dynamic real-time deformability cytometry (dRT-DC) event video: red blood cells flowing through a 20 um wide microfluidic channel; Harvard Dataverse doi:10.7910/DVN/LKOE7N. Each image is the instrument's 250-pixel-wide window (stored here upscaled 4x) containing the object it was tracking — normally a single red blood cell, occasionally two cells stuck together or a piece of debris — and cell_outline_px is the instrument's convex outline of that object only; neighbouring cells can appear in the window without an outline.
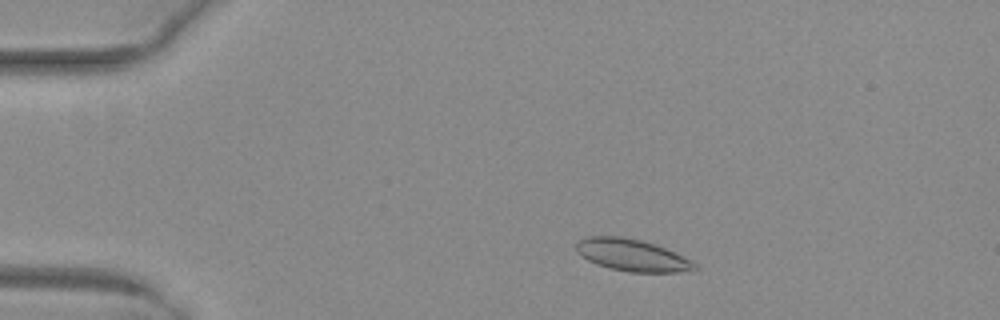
{"species": "common noctule bat (a hibernating species)", "species_latin": "Nyctalus noctula", "temperature_condition": "warm", "stored_images_in_passage": 48, "camera_frame_rate_fps": 3000, "um_per_image_px": 0.085, "animal": {"sex": "female", "body_mass_g": 29.2, "forearm_length_mm": 56.3}, "frame": {"image": 1, "passage_image": 6, "time_ms": 1.667, "image_size_px": [1000, 320], "cell_outline_px": [[700, 268], [696, 272], [628, 272], [608, 268], [596, 264], [580, 256], [576, 252], [576, 244], [584, 236], [620, 236], [640, 240], [676, 252], [692, 260]], "centroid_in_image_um": [53.76, 21.71], "position_along_channel_um": 31.2, "area_um2": 22.43}}
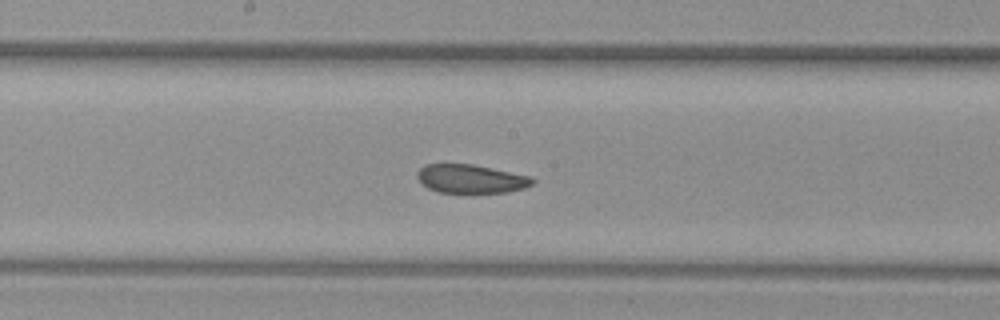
{"frame": {"image": 2, "passage_image": 24, "time_ms": 7.667, "image_size_px": [1000, 320], "cell_outline_px": [[536, 180], [532, 184], [524, 188], [508, 192], [436, 192], [420, 184], [416, 176], [416, 172], [424, 164], [472, 164], [532, 176]], "centroid_in_image_um": [40.0, 15.19], "position_along_channel_um": 208.2, "area_um2": 19.36}}
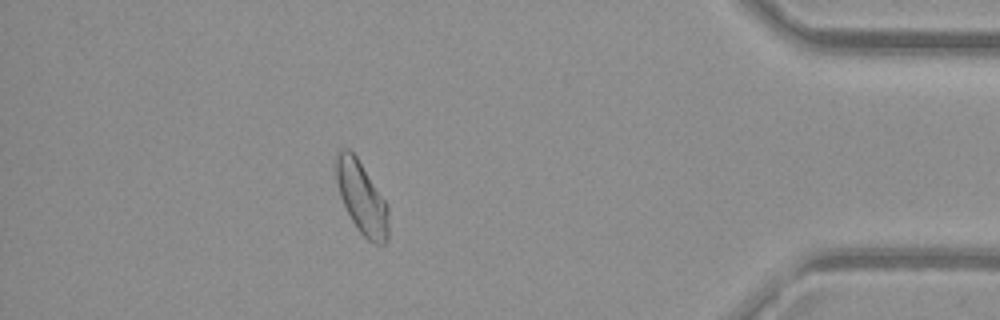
{"frame": {"image": 3, "passage_image": 42, "time_ms": 13.667, "image_size_px": [1000, 320], "cell_outline_px": [[388, 240], [384, 244], [376, 244], [368, 240], [356, 228], [340, 196], [336, 180], [336, 156], [340, 148], [348, 148], [356, 156], [384, 200], [388, 208]], "centroid_in_image_um": [30.73, 16.82], "position_along_channel_um": 404.5, "area_um2": 21.68}, "authors_computed_cell_mechanics": {"area_um2": 21.4727, "velocity_mm_per_s": 4.0068, "shape_relaxation_time_tau1_ms": null, "shape_relaxation_time_tau2_ms": 2.7085, "deformation_change_tau1": null, "deformation_change_tau2": 0.087}}